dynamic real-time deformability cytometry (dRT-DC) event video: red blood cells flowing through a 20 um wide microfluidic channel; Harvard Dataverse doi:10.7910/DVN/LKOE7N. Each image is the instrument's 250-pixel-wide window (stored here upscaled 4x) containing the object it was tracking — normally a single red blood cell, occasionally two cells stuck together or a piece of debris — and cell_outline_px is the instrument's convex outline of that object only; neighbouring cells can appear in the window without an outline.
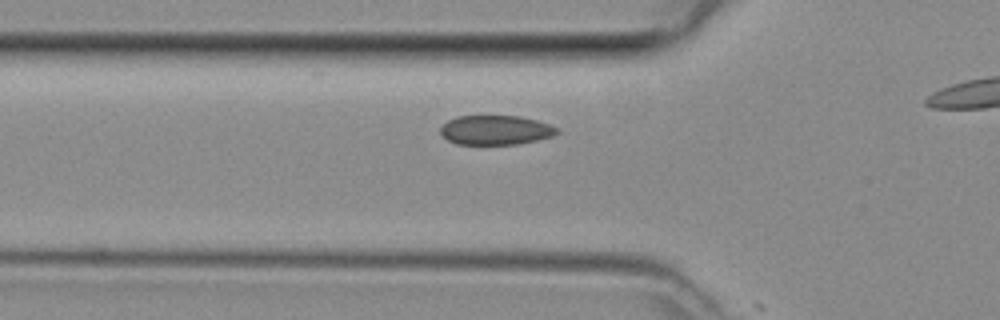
{"species": "common noctule bat (a hibernating species)", "species_latin": "Nyctalus noctula", "temperature_condition": "room temperature", "stored_images_in_passage": 10, "camera_frame_rate_fps": 3000, "um_per_image_px": 0.085, "animal": {"sex": "female", "body_mass_g": 29.2, "forearm_length_mm": 56.3}, "frame": {"image": 1, "passage_image": 8, "time_ms": 2.333, "image_size_px": [1000, 320], "cell_outline_px": [[560, 132], [552, 136], [536, 140], [516, 144], [456, 144], [448, 140], [440, 132], [440, 128], [448, 120], [456, 116], [520, 116], [536, 120], [560, 128]], "centroid_in_image_um": [42.14, 11.05], "position_along_channel_um": 83.7, "area_um2": 19.94}}